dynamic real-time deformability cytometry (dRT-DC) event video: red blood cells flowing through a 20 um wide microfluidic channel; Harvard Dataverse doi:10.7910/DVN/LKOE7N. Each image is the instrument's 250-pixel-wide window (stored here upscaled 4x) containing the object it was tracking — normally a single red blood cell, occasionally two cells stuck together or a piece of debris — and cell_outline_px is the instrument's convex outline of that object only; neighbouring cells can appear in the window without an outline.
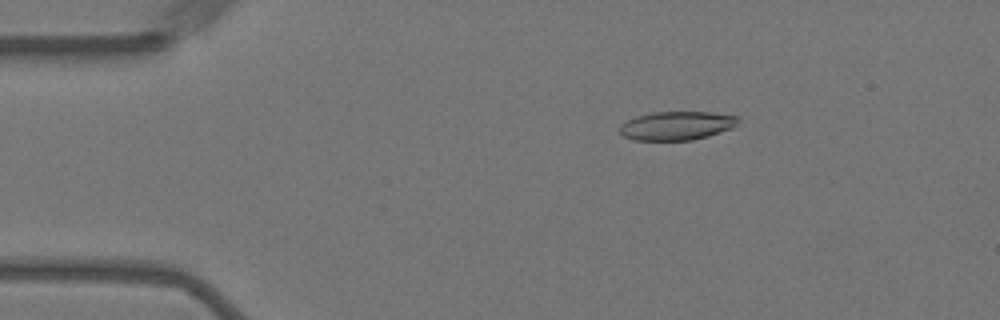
{"species": "Egyptian fruit bat (a non-hibernating species)", "species_latin": "Rousettus aegyptiacus", "temperature_condition": "warm", "stored_images_in_passage": 56, "camera_frame_rate_fps": 3000, "um_per_image_px": 0.085, "animal": {"sex": "female"}, "frame": {"image": 1, "passage_image": 9, "time_ms": 2.667, "image_size_px": [1000, 320], "cell_outline_px": [[736, 124], [732, 128], [708, 136], [692, 140], [636, 140], [624, 136], [620, 132], [620, 124], [636, 116], [652, 112], [708, 112], [736, 116]], "centroid_in_image_um": [57.48, 10.68], "position_along_channel_um": 27.5, "area_um2": 19.54}}
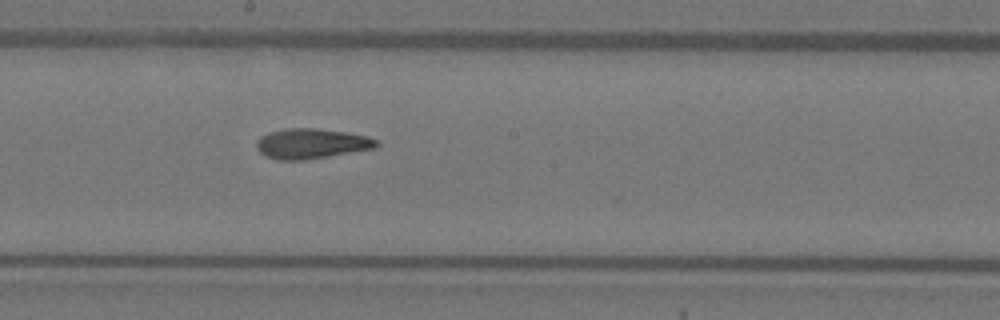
{"frame": {"image": 2, "passage_image": 30, "time_ms": 9.667, "image_size_px": [1000, 320], "cell_outline_px": [[380, 144], [376, 148], [304, 160], [276, 160], [264, 156], [256, 148], [256, 144], [264, 136], [272, 132], [288, 128], [316, 128], [344, 132], [368, 136], [376, 140]], "centroid_in_image_um": [26.5, 12.22], "position_along_channel_um": 221.7, "area_um2": 20.81}}
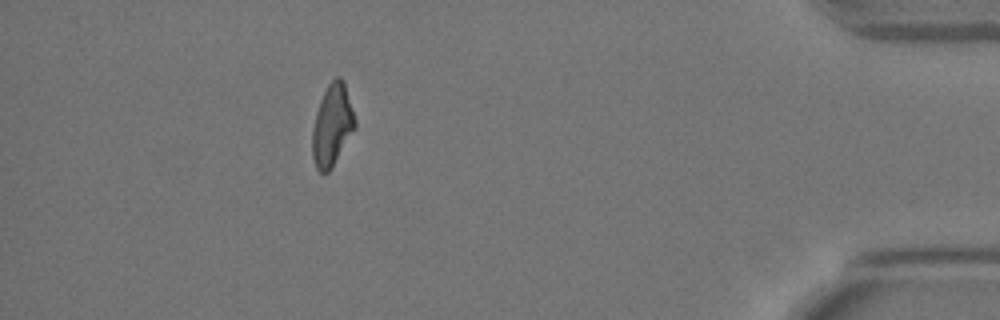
{"frame": {"image": 3, "passage_image": 50, "time_ms": 16.333, "image_size_px": [1000, 320], "cell_outline_px": [[356, 128], [332, 168], [328, 172], [320, 172], [316, 168], [312, 156], [312, 128], [316, 112], [320, 100], [328, 84], [336, 76], [340, 76], [344, 80], [356, 120]], "centroid_in_image_um": [28.24, 10.64], "position_along_channel_um": 407.0, "area_um2": 20.52}, "authors_computed_cell_mechanics": {"area_um2": 20.5479, "velocity_mm_per_s": 3.5822, "shape_relaxation_time_tau1_ms": 8.5473, "shape_relaxation_time_tau2_ms": 3.6342, "deformation_change_tau1": 0.2422, "deformation_change_tau2": 0.1181}}